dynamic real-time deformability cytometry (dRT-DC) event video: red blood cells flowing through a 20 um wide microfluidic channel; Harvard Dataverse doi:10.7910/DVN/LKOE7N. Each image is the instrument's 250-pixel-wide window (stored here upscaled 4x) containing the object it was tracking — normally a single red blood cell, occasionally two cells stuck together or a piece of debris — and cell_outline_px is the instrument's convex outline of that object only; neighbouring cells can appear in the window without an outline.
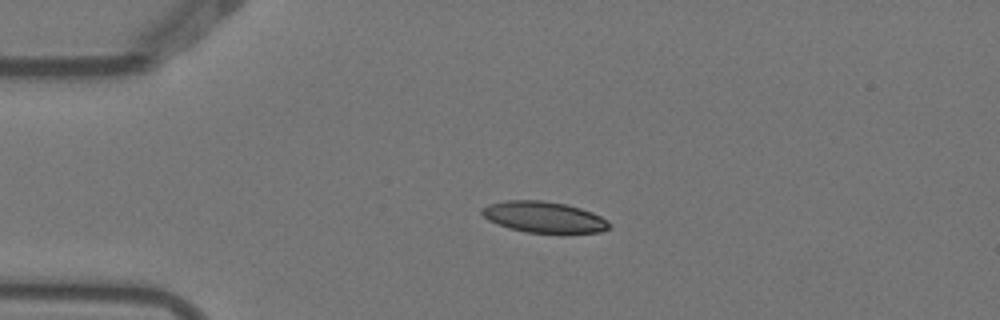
{"species": "Egyptian fruit bat (a non-hibernating species)", "species_latin": "Rousettus aegyptiacus", "temperature_condition": "warm", "stored_images_in_passage": 4, "camera_frame_rate_fps": 3000, "um_per_image_px": 0.085, "animal": {"sex": "female"}, "frame": {"image": 1, "passage_image": 3, "time_ms": 0.667, "image_size_px": [1000, 320], "cell_outline_px": [[612, 224], [608, 228], [600, 232], [560, 236], [524, 232], [508, 228], [488, 220], [480, 212], [480, 208], [488, 204], [504, 200], [544, 200], [564, 204], [580, 208], [592, 212], [608, 220]], "centroid_in_image_um": [46.26, 18.5], "position_along_channel_um": 38.7, "area_um2": 24.1}}